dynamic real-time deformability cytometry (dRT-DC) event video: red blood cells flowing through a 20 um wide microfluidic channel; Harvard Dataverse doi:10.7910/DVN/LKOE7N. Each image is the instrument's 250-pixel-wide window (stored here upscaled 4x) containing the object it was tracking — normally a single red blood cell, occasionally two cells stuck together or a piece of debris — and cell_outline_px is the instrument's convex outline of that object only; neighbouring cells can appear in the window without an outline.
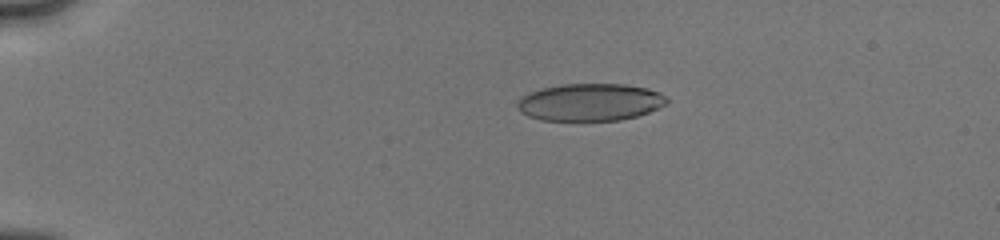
{"species": "human", "species_latin": "Homo sapiens", "temperature_condition": "cold", "stored_images_in_passage": 10, "camera_frame_rate_fps": 3000, "um_per_image_px": 0.085, "donor": {"sex": "male"}, "frame": {"image": 1, "passage_image": 5, "time_ms": 3.0, "image_size_px": [1000, 240], "cell_outline_px": [[668, 104], [648, 112], [636, 116], [620, 120], [540, 120], [528, 116], [520, 112], [516, 104], [528, 92], [540, 88], [560, 84], [624, 84], [648, 88], [660, 92], [668, 100]], "centroid_in_image_um": [50.16, 8.68], "position_along_channel_um": 34.8, "area_um2": 32.6}}
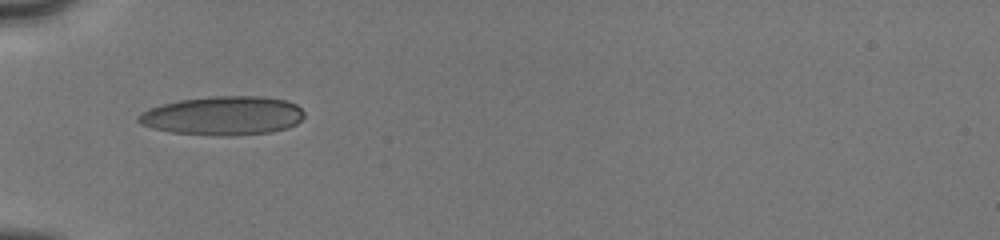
{"frame": {"image": 2, "passage_image": 9, "time_ms": 5.333, "image_size_px": [1000, 240], "cell_outline_px": [[304, 116], [296, 124], [288, 128], [272, 132], [232, 136], [220, 136], [172, 132], [152, 128], [140, 124], [136, 120], [136, 116], [140, 112], [148, 108], [160, 104], [180, 100], [208, 96], [264, 96], [288, 100], [296, 104], [304, 112]], "centroid_in_image_um": [18.94, 9.83], "position_along_channel_um": 66.1, "area_um2": 38.09}}